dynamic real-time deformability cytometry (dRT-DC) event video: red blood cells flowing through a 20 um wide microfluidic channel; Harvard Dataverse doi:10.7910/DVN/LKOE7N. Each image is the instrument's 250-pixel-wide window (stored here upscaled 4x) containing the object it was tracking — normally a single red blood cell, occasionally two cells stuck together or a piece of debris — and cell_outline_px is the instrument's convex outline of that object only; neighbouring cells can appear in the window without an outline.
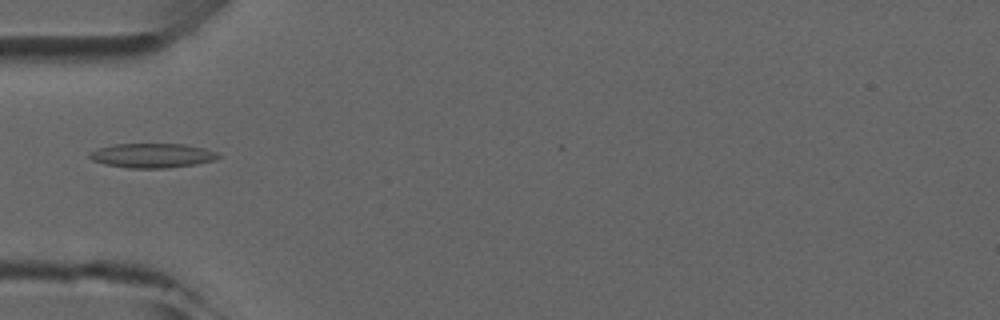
{"species": "common noctule bat (a hibernating species)", "species_latin": "Nyctalus noctula", "temperature_condition": "room temperature", "stored_images_in_passage": 5, "camera_frame_rate_fps": 3000, "um_per_image_px": 0.085, "animal": {"sex": "male", "forearm_length_mm": 52.5}, "frame": {"image": 1, "passage_image": 5, "time_ms": 4.667, "image_size_px": [1000, 320], "cell_outline_px": [[224, 156], [212, 160], [196, 164], [164, 168], [128, 168], [104, 164], [92, 160], [88, 156], [92, 152], [100, 148], [112, 144], [184, 144], [204, 148], [216, 152]], "centroid_in_image_um": [12.96, 13.22], "position_along_channel_um": 72.0, "area_um2": 18.21}}